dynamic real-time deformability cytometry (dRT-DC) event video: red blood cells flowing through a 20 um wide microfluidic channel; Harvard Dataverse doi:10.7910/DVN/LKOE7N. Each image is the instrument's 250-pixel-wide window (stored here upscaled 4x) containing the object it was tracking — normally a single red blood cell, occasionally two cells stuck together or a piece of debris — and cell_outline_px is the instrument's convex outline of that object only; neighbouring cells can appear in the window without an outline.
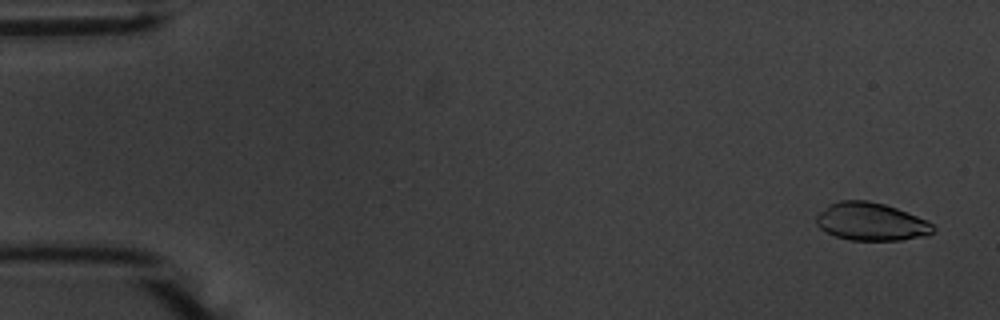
{"species": "common noctule bat (a hibernating species)", "species_latin": "Nyctalus noctula", "temperature_condition": "warm", "stored_images_in_passage": 54, "camera_frame_rate_fps": 3000, "um_per_image_px": 0.085, "animal": {"sex": "male", "body_mass_g": 20.1, "forearm_length_mm": 53.5}, "frame": {"image": 1, "passage_image": 1, "time_ms": 0.0, "image_size_px": [1000, 320], "cell_outline_px": [[936, 228], [928, 236], [900, 240], [852, 240], [836, 236], [820, 228], [816, 224], [816, 216], [828, 204], [840, 200], [868, 200], [884, 204], [896, 208], [916, 216], [932, 224]], "centroid_in_image_um": [74.03, 18.84], "position_along_channel_um": 11.0, "area_um2": 25.66}}
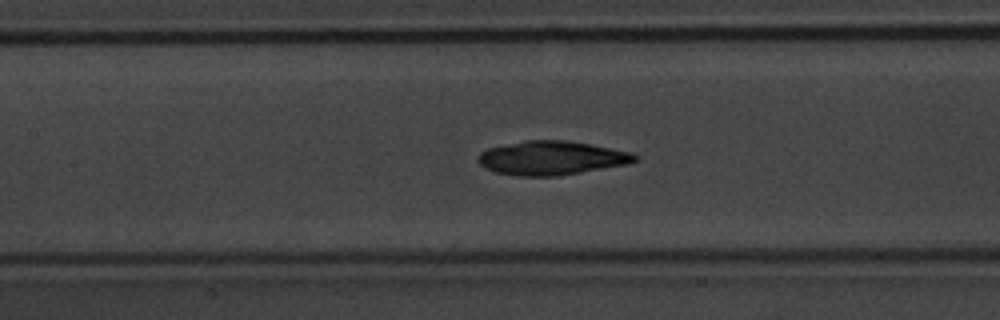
{"frame": {"image": 2, "passage_image": 24, "time_ms": 7.667, "image_size_px": [1000, 320], "cell_outline_px": [[640, 156], [636, 160], [628, 164], [556, 176], [516, 176], [496, 172], [484, 168], [476, 160], [476, 156], [480, 152], [488, 148], [524, 140], [564, 140], [592, 144], [632, 152]], "centroid_in_image_um": [46.86, 13.42], "position_along_channel_um": 160.5, "area_um2": 31.15}}
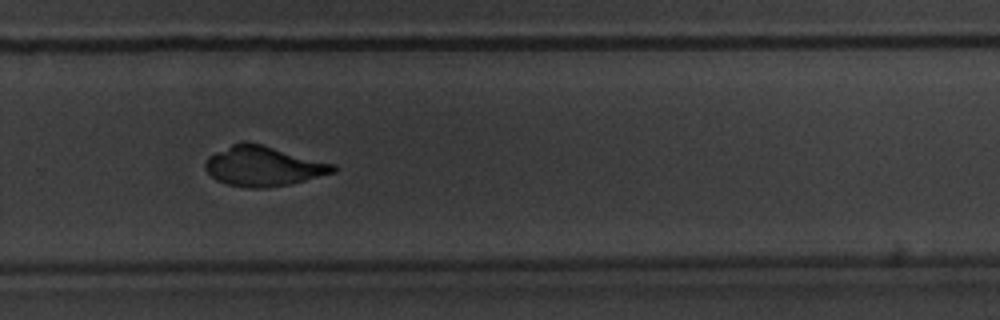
{"frame": {"image": 3, "passage_image": 36, "time_ms": 11.667, "image_size_px": [1000, 320], "cell_outline_px": [[336, 172], [288, 184], [268, 188], [248, 188], [228, 184], [216, 180], [204, 168], [204, 164], [208, 156], [232, 144], [244, 140], [260, 144], [336, 164]], "centroid_in_image_um": [22.37, 14.12], "position_along_channel_um": 307.4, "area_um2": 29.59}}